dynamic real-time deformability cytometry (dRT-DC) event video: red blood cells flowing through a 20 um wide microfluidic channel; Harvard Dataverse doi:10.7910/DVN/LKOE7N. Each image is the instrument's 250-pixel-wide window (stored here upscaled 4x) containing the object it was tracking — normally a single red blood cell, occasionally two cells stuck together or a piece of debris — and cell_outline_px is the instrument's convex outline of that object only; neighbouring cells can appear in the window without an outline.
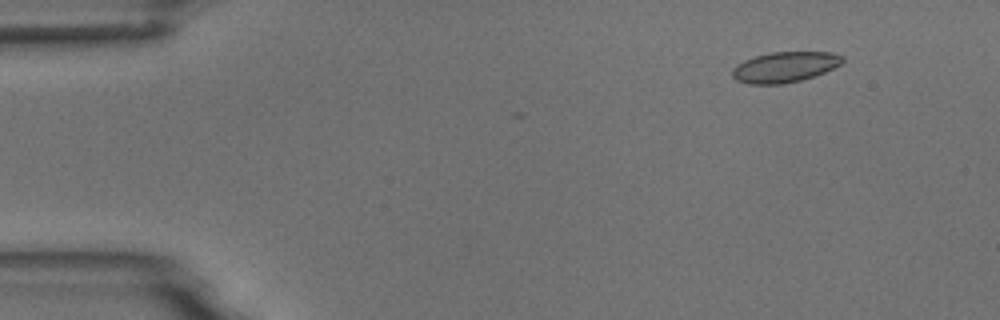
{"species": "common noctule bat (a hibernating species)", "species_latin": "Nyctalus noctula", "temperature_condition": "room temperature", "stored_images_in_passage": 3, "camera_frame_rate_fps": 3000, "um_per_image_px": 0.085, "animal": {"sex": "male", "body_mass_g": 18.8}, "frame": {"image": 1, "passage_image": 1, "time_ms": 0.0, "image_size_px": [1000, 320], "cell_outline_px": [[844, 60], [840, 64], [824, 72], [800, 80], [780, 84], [748, 84], [736, 80], [732, 76], [732, 68], [736, 64], [744, 60], [768, 52], [832, 52], [844, 56]], "centroid_in_image_um": [66.67, 5.69], "position_along_channel_um": 18.3, "area_um2": 19.54}}